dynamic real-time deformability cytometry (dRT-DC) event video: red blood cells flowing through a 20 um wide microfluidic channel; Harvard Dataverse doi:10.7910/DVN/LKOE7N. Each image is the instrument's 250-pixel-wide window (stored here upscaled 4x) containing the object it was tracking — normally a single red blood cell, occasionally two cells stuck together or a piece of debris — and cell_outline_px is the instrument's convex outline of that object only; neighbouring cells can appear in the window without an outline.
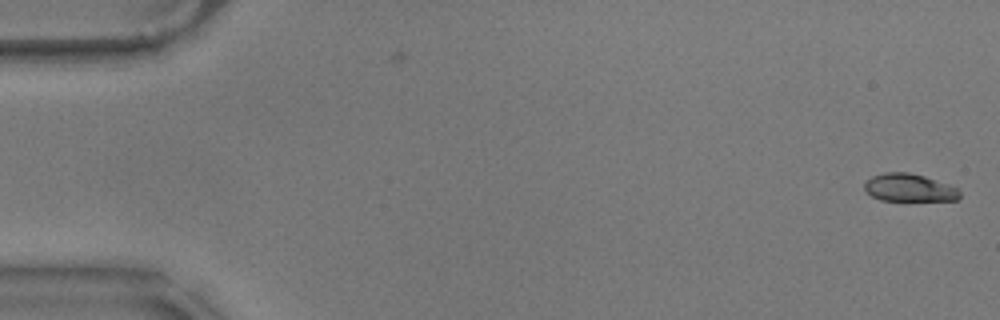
{"species": "common noctule bat (a hibernating species)", "species_latin": "Nyctalus noctula", "temperature_condition": "warm", "stored_images_in_passage": 57, "camera_frame_rate_fps": 3000, "um_per_image_px": 0.085, "animal": {"sex": "male", "body_mass_g": 17.9}, "frame": {"image": 1, "passage_image": 1, "time_ms": 0.0, "image_size_px": [1000, 320], "cell_outline_px": [[960, 196], [956, 200], [880, 200], [872, 196], [864, 188], [864, 184], [872, 176], [884, 172], [908, 172], [924, 176], [948, 184], [956, 188], [960, 192]], "centroid_in_image_um": [77.27, 15.95], "position_along_channel_um": 7.7, "area_um2": 15.2}}
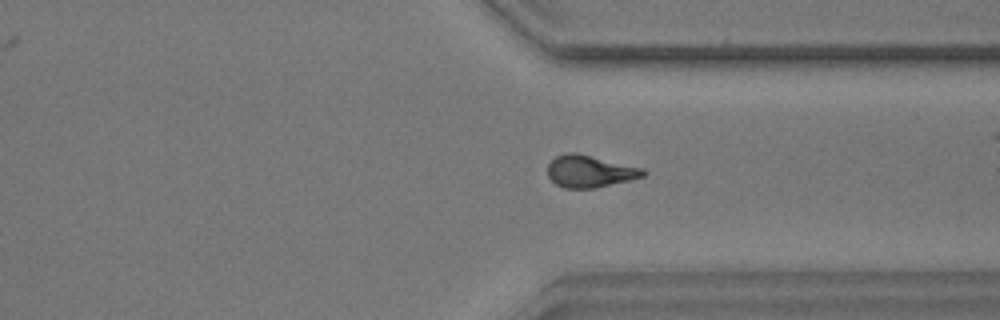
{"frame": {"image": 2, "passage_image": 43, "time_ms": 14.0, "image_size_px": [1000, 320], "cell_outline_px": [[648, 172], [644, 176], [628, 180], [592, 188], [564, 188], [556, 184], [548, 176], [548, 164], [556, 156], [564, 152], [576, 152], [644, 168]], "centroid_in_image_um": [50.13, 14.54], "position_along_channel_um": 361.3, "area_um2": 17.8}}
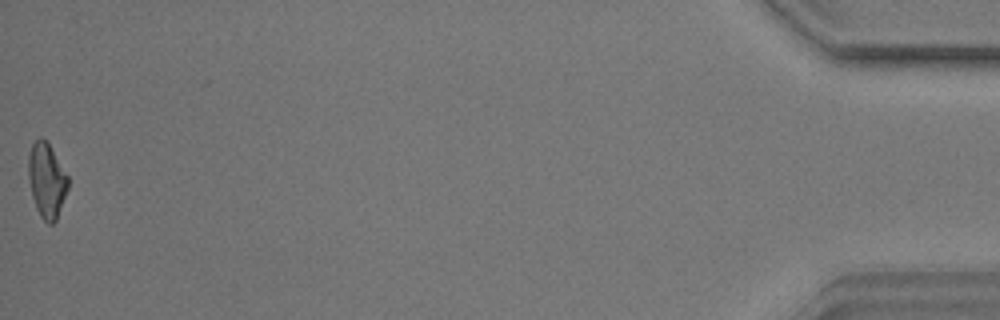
{"frame": {"image": 3, "passage_image": 57, "time_ms": 18.667, "image_size_px": [1000, 320], "cell_outline_px": [[68, 188], [56, 220], [52, 224], [48, 224], [40, 216], [36, 208], [32, 196], [28, 176], [28, 156], [32, 144], [40, 136], [48, 140], [68, 176]], "centroid_in_image_um": [3.97, 15.29], "position_along_channel_um": 431.2, "area_um2": 17.4}, "authors_computed_cell_mechanics": {"area_um2": 17.4556, "velocity_mm_per_s": 3.5524, "shape_relaxation_time_tau1_ms": 5.6179, "shape_relaxation_time_tau2_ms": 2.2053, "deformation_change_tau1": 0.1893, "deformation_change_tau2": 0.0852}}